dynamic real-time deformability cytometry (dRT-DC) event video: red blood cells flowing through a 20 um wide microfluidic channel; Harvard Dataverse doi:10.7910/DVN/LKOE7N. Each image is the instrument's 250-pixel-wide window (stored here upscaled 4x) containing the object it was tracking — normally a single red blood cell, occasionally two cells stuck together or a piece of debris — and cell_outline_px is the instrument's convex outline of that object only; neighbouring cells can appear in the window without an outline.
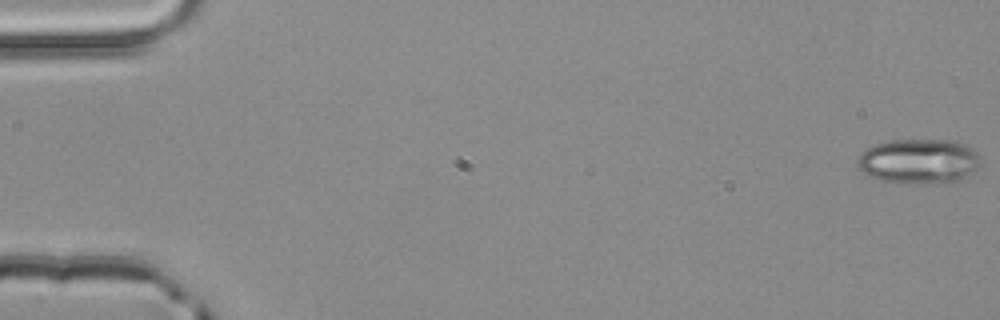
{"species": "common noctule bat (a hibernating species)", "species_latin": "Nyctalus noctula", "temperature_condition": "room temperature", "stored_images_in_passage": 5, "camera_frame_rate_fps": 3000, "um_per_image_px": 0.085, "animal": {"sex": "male", "body_mass_g": 20.4}, "frame": {"image": 1, "passage_image": 1, "time_ms": 0.0, "image_size_px": [1000, 320], "cell_outline_px": [[980, 160], [976, 168], [964, 180], [908, 184], [900, 184], [880, 180], [868, 176], [856, 164], [856, 160], [868, 148], [876, 144], [892, 140], [956, 140], [968, 144], [976, 152]], "centroid_in_image_um": [78.11, 13.71], "position_along_channel_um": 6.9, "area_um2": 32.25}}